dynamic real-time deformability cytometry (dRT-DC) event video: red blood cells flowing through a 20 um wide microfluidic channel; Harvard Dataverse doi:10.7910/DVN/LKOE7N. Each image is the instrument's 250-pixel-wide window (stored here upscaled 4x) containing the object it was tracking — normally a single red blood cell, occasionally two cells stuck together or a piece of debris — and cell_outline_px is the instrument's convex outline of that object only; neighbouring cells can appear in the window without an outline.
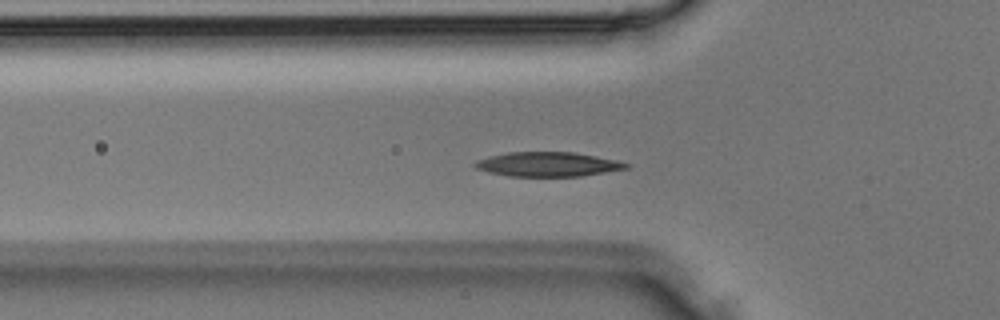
{"species": "Egyptian fruit bat (a non-hibernating species)", "species_latin": "Rousettus aegyptiacus", "temperature_condition": "room temperature", "stored_images_in_passage": 35, "camera_frame_rate_fps": 3000, "um_per_image_px": 0.085, "animal": {"sex": "male"}, "frame": {"image": 1, "passage_image": 11, "time_ms": 3.333, "image_size_px": [1000, 320], "cell_outline_px": [[628, 168], [580, 176], [508, 176], [488, 172], [476, 168], [472, 164], [476, 160], [488, 156], [508, 152], [576, 152], [616, 160], [628, 164]], "centroid_in_image_um": [46.5, 13.96], "position_along_channel_um": 79.3, "area_um2": 21.44}}
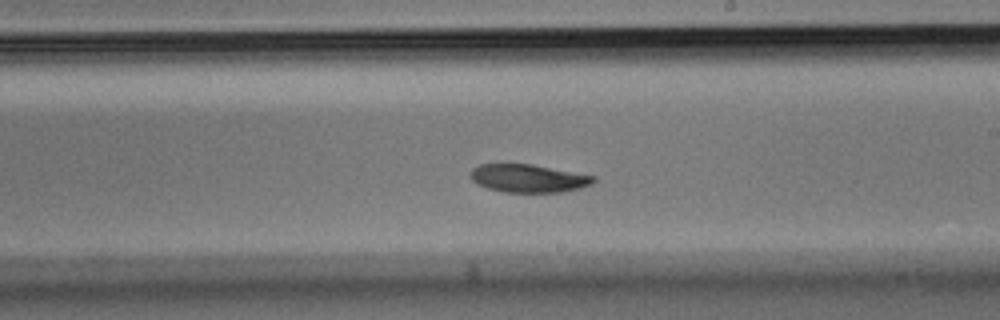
{"frame": {"image": 2, "passage_image": 20, "time_ms": 6.333, "image_size_px": [1000, 320], "cell_outline_px": [[596, 180], [592, 184], [580, 188], [560, 192], [504, 192], [488, 188], [472, 180], [472, 168], [480, 164], [532, 164], [596, 176]], "centroid_in_image_um": [44.96, 15.15], "position_along_channel_um": 244.0, "area_um2": 19.94}}
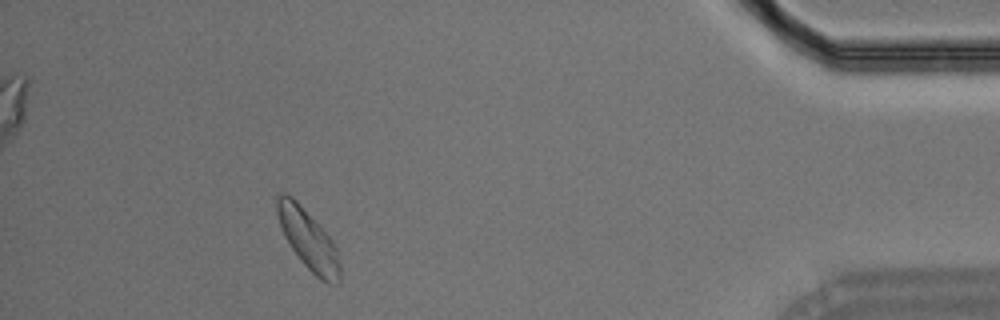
{"frame": {"image": 3, "passage_image": 32, "time_ms": 10.333, "image_size_px": [1000, 320], "cell_outline_px": [[340, 284], [328, 284], [320, 280], [300, 260], [284, 236], [276, 212], [276, 196], [284, 192], [292, 196], [296, 200], [332, 240], [336, 248], [340, 264]], "centroid_in_image_um": [26.2, 20.38], "position_along_channel_um": 409.0, "area_um2": 21.73}}